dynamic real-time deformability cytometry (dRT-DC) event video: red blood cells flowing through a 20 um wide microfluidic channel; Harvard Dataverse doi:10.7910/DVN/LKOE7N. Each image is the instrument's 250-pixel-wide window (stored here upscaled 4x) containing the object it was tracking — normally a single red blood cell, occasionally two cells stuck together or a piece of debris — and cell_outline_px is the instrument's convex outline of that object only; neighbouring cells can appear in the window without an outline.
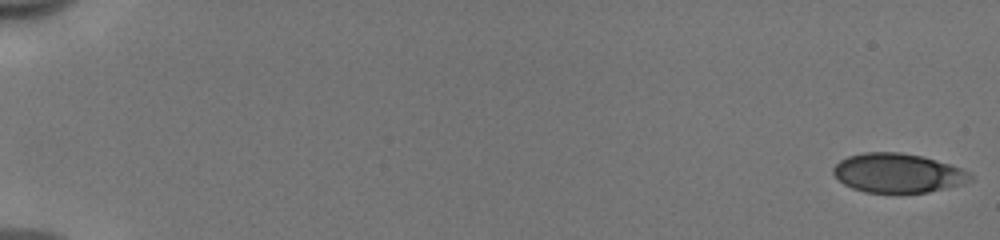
{"species": "human", "species_latin": "Homo sapiens", "temperature_condition": "cold", "stored_images_in_passage": 53, "camera_frame_rate_fps": 3000, "um_per_image_px": 0.085, "donor": {"sex": "male"}, "frame": {"image": 1, "passage_image": 1, "time_ms": 0.0, "image_size_px": [1000, 240], "cell_outline_px": [[972, 180], [960, 184], [928, 192], [900, 196], [892, 196], [864, 192], [852, 188], [844, 184], [832, 172], [832, 168], [840, 160], [848, 156], [864, 152], [900, 152], [924, 156], [960, 168], [968, 172], [972, 176]], "centroid_in_image_um": [76.28, 14.75], "position_along_channel_um": 8.7, "area_um2": 32.08}}
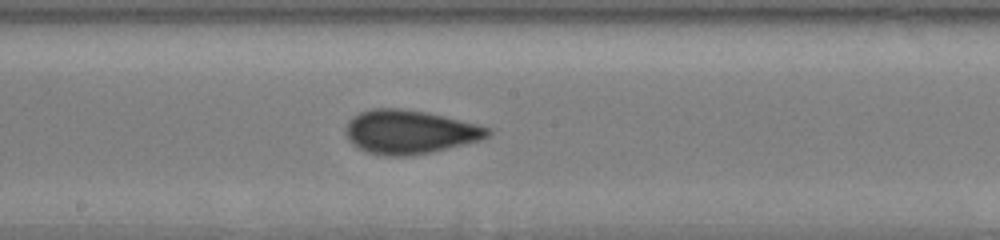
{"frame": {"image": 2, "passage_image": 31, "time_ms": 10.0, "image_size_px": [1000, 240], "cell_outline_px": [[492, 132], [488, 136], [480, 140], [428, 152], [404, 156], [384, 156], [368, 152], [356, 148], [348, 140], [344, 132], [348, 120], [352, 116], [360, 112], [372, 108], [400, 108], [424, 112], [444, 116], [492, 128]], "centroid_in_image_um": [34.76, 11.2], "position_along_channel_um": 213.4, "area_um2": 36.13}}
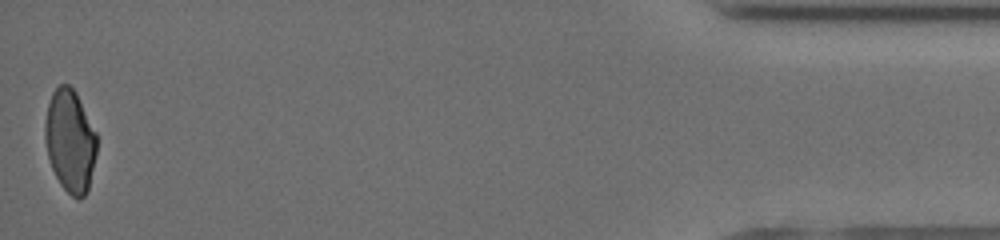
{"frame": {"image": 3, "passage_image": 53, "time_ms": 17.333, "image_size_px": [1000, 240], "cell_outline_px": [[96, 152], [88, 188], [84, 196], [72, 196], [60, 184], [52, 168], [48, 156], [44, 136], [44, 124], [48, 104], [52, 92], [60, 84], [68, 84], [76, 92], [96, 132]], "centroid_in_image_um": [5.94, 11.93], "position_along_channel_um": 429.3, "area_um2": 30.58}, "authors_computed_cell_mechanics": {"area_um2": 33.9286, "velocity_mm_per_s": 3.9902, "shape_relaxation_time_tau1_ms": 6.3076, "shape_relaxation_time_tau2_ms": 1.1673, "deformation_change_tau1": 0.1327, "deformation_change_tau2": 0.0335}}